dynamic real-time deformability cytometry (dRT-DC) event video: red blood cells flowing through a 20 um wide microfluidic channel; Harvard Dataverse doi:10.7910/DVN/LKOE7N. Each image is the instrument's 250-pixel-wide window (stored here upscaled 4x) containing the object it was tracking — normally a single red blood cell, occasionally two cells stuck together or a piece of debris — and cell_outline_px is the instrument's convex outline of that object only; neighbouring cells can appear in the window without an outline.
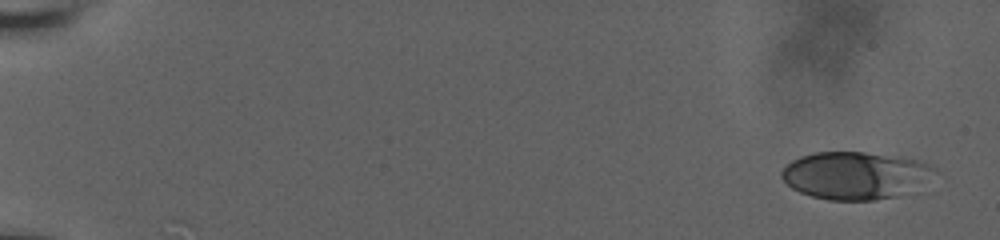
{"species": "human", "species_latin": "Homo sapiens", "temperature_condition": "room temperature", "stored_images_in_passage": 40, "camera_frame_rate_fps": 3000, "um_per_image_px": 0.085, "donor": {"sex": "male"}, "frame": {"image": 1, "passage_image": 1, "time_ms": 0.0, "image_size_px": [1000, 240], "cell_outline_px": [[936, 168], [896, 196], [876, 200], [828, 200], [812, 196], [800, 192], [792, 188], [780, 176], [780, 172], [792, 160], [800, 156], [816, 152], [864, 152], [916, 160], [928, 164]], "centroid_in_image_um": [72.5, 14.9], "position_along_channel_um": 12.5, "area_um2": 40.75}}
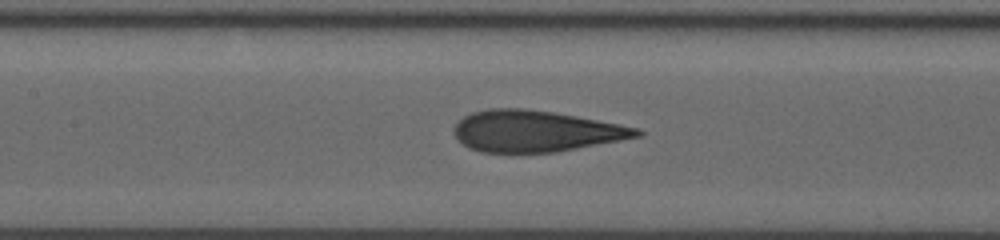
{"frame": {"image": 2, "passage_image": 22, "time_ms": 9.0, "image_size_px": [1000, 240], "cell_outline_px": [[644, 132], [640, 136], [620, 140], [556, 152], [480, 152], [468, 148], [456, 136], [456, 124], [464, 116], [472, 112], [488, 108], [524, 108], [552, 112], [576, 116], [620, 124], [640, 128]], "centroid_in_image_um": [45.54, 11.14], "position_along_channel_um": 161.9, "area_um2": 43.64}}
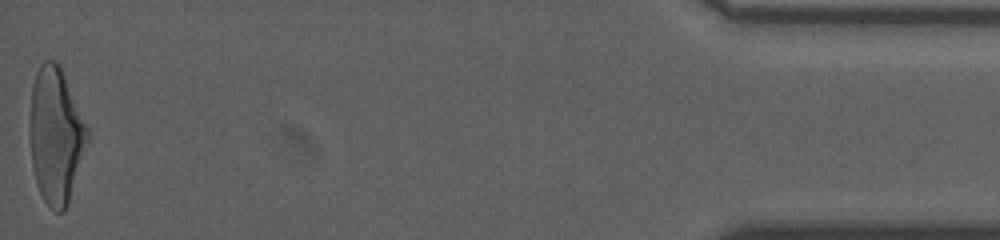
{"frame": {"image": 3, "passage_image": 40, "time_ms": 18.333, "image_size_px": [1000, 240], "cell_outline_px": [[88, 140], [68, 204], [64, 212], [56, 212], [44, 200], [36, 184], [32, 164], [32, 84], [36, 72], [40, 64], [44, 60], [56, 60], [60, 64], [88, 128]], "centroid_in_image_um": [4.77, 11.49], "position_along_channel_um": 430.4, "area_um2": 44.68}, "authors_computed_cell_mechanics": {"area_um2": 43.6968, "velocity_mm_per_s": 3.7855, "shape_relaxation_time_tau1_ms": 5.9719, "shape_relaxation_time_tau2_ms": 1.1178, "deformation_change_tau1": 0.231, "deformation_change_tau2": 0.1028}}